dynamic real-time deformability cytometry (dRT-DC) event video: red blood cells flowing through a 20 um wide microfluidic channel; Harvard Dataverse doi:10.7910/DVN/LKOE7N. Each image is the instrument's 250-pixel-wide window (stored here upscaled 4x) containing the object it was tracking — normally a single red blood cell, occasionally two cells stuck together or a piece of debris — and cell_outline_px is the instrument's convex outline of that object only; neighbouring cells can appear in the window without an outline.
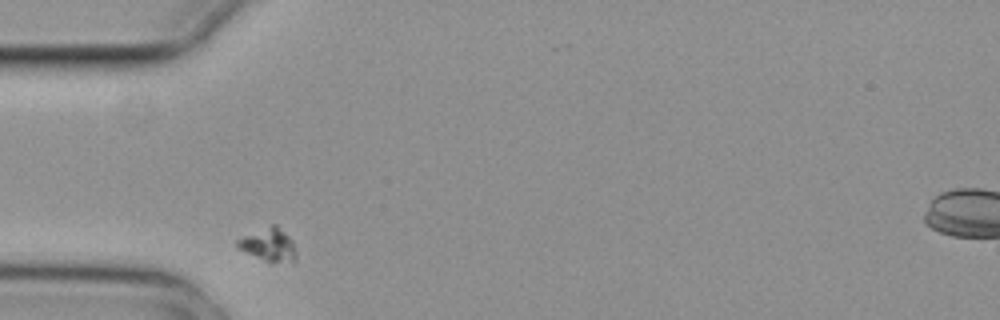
{"species": "common noctule bat (a hibernating species)", "species_latin": "Nyctalus noctula", "temperature_condition": "cold", "stored_images_in_passage": 3, "camera_frame_rate_fps": 3000, "um_per_image_px": 0.085, "animal": {"sex": "female", "body_mass_g": 29.2, "forearm_length_mm": 56.3}, "frame": {"image": 1, "passage_image": 1, "time_ms": 0.0, "image_size_px": [1000, 320], "cell_outline_px": [[296, 260], [292, 264], [268, 264], [236, 248], [236, 240], [244, 236], [272, 224], [276, 224], [292, 240], [296, 252]], "centroid_in_image_um": [22.85, 20.89], "position_along_channel_um": 62.1, "area_um2": 11.85}}
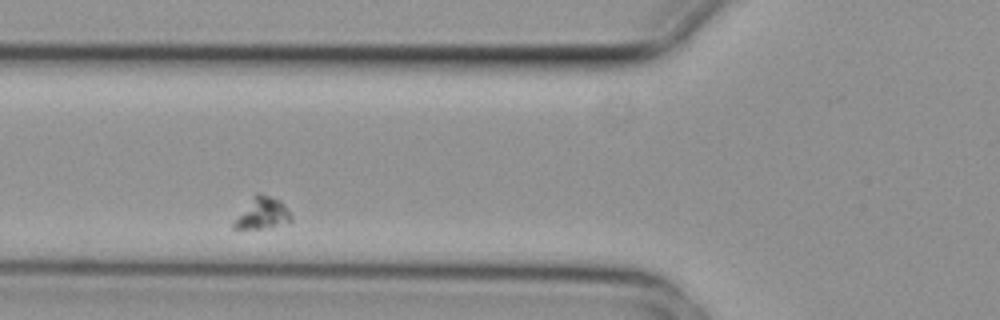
{"frame": {"image": 2, "passage_image": 2, "time_ms": 0.333, "image_size_px": [1000, 320], "cell_outline_px": [[292, 220], [260, 228], [232, 228], [232, 224], [256, 192], [260, 192], [280, 200], [284, 204], [292, 216]], "centroid_in_image_um": [22.3, 18.09], "position_along_channel_um": 103.5, "area_um2": 10.0}}